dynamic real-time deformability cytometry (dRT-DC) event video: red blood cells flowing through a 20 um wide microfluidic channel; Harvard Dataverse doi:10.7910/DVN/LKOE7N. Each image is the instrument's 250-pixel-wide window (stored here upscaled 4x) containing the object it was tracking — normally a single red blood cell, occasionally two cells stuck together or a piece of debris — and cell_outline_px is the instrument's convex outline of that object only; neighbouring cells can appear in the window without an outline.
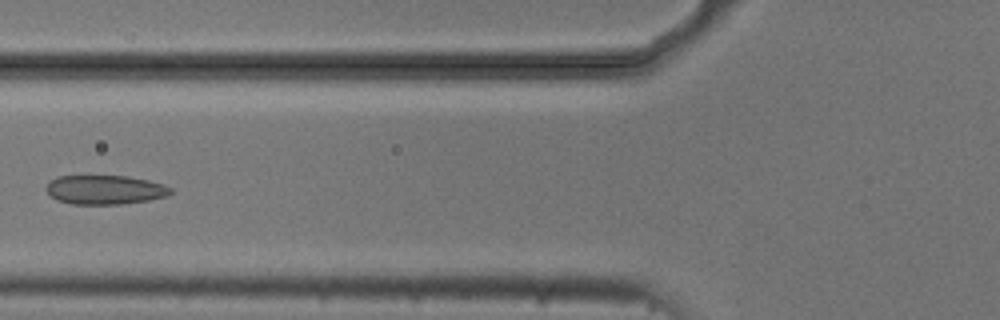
{"species": "common noctule bat (a hibernating species)", "species_latin": "Nyctalus noctula", "temperature_condition": "cold", "stored_images_in_passage": 5, "camera_frame_rate_fps": 3000, "um_per_image_px": 0.085, "animal": {"sex": "male", "body_mass_g": 20.5, "forearm_length_mm": 52.5}, "frame": {"image": 1, "passage_image": 5, "time_ms": 1.333, "image_size_px": [1000, 320], "cell_outline_px": [[172, 192], [168, 196], [148, 200], [120, 204], [72, 204], [56, 200], [44, 188], [56, 176], [128, 176], [148, 180], [164, 184], [172, 188]], "centroid_in_image_um": [8.94, 16.13], "position_along_channel_um": 116.9, "area_um2": 21.15}}